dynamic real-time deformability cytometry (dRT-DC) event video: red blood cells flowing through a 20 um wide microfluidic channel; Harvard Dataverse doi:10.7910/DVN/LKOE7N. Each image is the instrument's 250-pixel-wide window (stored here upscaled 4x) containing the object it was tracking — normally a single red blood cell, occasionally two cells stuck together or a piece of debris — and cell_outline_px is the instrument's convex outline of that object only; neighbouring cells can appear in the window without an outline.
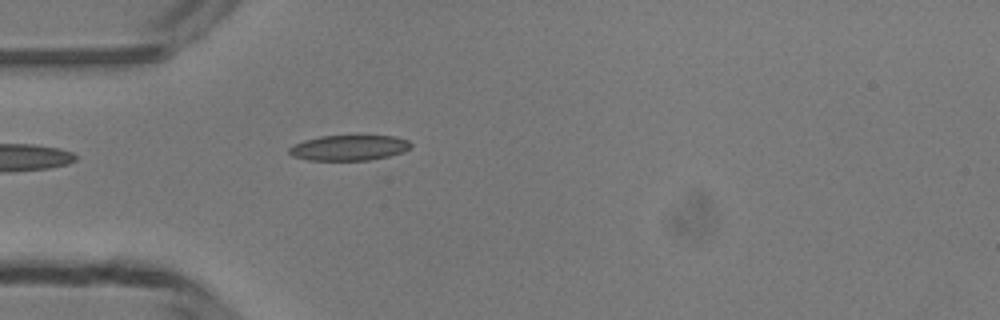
{"species": "common noctule bat (a hibernating species)", "species_latin": "Nyctalus noctula", "temperature_condition": "room temperature", "stored_images_in_passage": 32, "camera_frame_rate_fps": 3000, "um_per_image_px": 0.085, "animal": {"sex": "male", "body_mass_g": 13.3}, "frame": {"image": 1, "passage_image": 1, "time_ms": 0.0, "image_size_px": [1000, 320], "cell_outline_px": [[412, 144], [404, 152], [388, 156], [368, 160], [308, 160], [292, 156], [288, 152], [288, 148], [304, 140], [320, 136], [396, 136], [408, 140]], "centroid_in_image_um": [29.66, 12.56], "position_along_channel_um": 55.3, "area_um2": 17.92}}
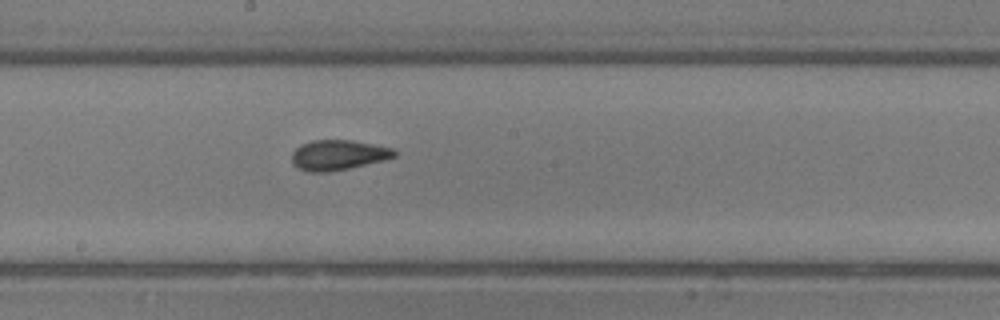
{"frame": {"image": 2, "passage_image": 13, "time_ms": 4.0, "image_size_px": [1000, 320], "cell_outline_px": [[396, 156], [384, 160], [348, 168], [328, 172], [308, 172], [292, 164], [292, 152], [300, 144], [312, 140], [352, 140], [392, 148], [396, 152]], "centroid_in_image_um": [28.71, 13.17], "position_along_channel_um": 219.5, "area_um2": 17.92}}
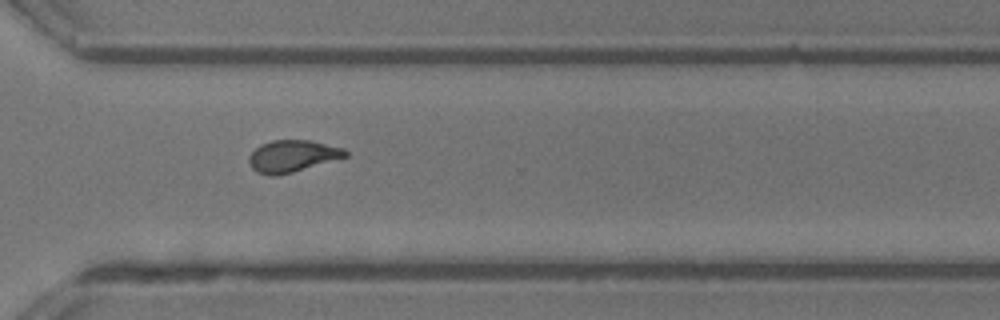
{"frame": {"image": 3, "passage_image": 22, "time_ms": 7.0, "image_size_px": [1000, 320], "cell_outline_px": [[348, 156], [292, 172], [276, 176], [268, 176], [256, 172], [252, 168], [248, 160], [248, 156], [260, 144], [272, 140], [308, 140], [344, 148], [348, 152]], "centroid_in_image_um": [24.82, 13.27], "position_along_channel_um": 345.8, "area_um2": 17.86}, "authors_computed_cell_mechanics": {"area_um2": 17.7735, "velocity_mm_per_s": 4.2264, "shape_relaxation_time_tau1_ms": 3.9407, "shape_relaxation_time_tau2_ms": 1.7166, "deformation_change_tau1": 0.1601, "deformation_change_tau2": 0.0916}}